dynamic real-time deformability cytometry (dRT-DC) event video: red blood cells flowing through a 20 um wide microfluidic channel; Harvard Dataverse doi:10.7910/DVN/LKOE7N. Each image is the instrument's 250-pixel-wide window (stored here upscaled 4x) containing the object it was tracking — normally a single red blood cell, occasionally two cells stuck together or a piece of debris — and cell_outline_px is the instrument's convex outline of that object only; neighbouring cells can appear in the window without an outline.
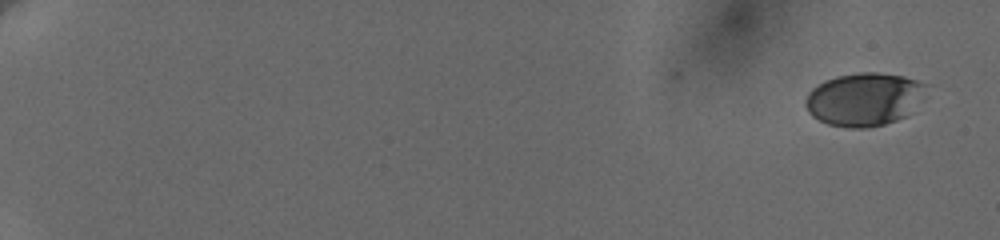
{"species": "human", "species_latin": "Homo sapiens", "temperature_condition": "cold", "stored_images_in_passage": 14, "camera_frame_rate_fps": 3000, "um_per_image_px": 0.085, "donor": {"sex": "female"}, "frame": {"image": 1, "passage_image": 1, "time_ms": 0.0, "image_size_px": [1000, 240], "cell_outline_px": [[932, 84], [924, 100], [904, 116], [896, 120], [884, 124], [868, 128], [848, 128], [828, 124], [812, 116], [808, 112], [804, 104], [804, 100], [808, 92], [812, 88], [824, 80], [836, 76], [860, 72], [876, 72], [904, 76]], "centroid_in_image_um": [73.51, 8.42], "position_along_channel_um": 11.5, "area_um2": 38.15}}
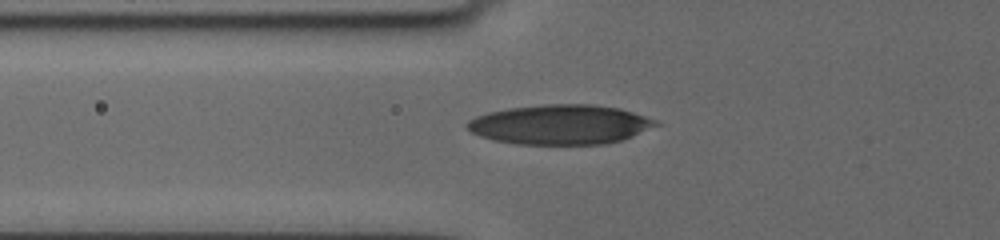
{"frame": {"image": 2, "passage_image": 12, "time_ms": 7.667, "image_size_px": [1000, 240], "cell_outline_px": [[664, 124], [632, 136], [620, 140], [604, 144], [516, 144], [496, 140], [480, 136], [472, 132], [464, 124], [468, 120], [476, 116], [488, 112], [508, 108], [544, 104], [592, 104], [620, 108], [656, 120]], "centroid_in_image_um": [47.64, 10.58], "position_along_channel_um": 78.2, "area_um2": 43.7}}
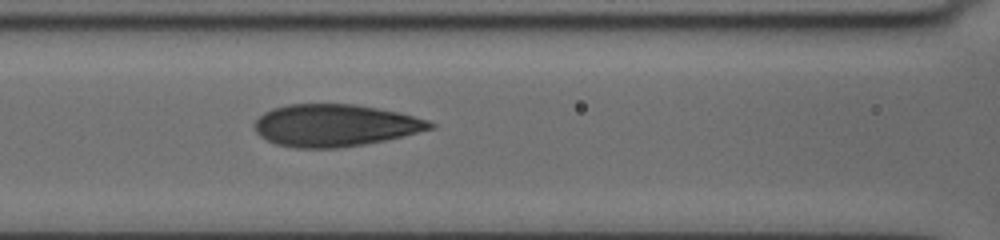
{"frame": {"image": 3, "passage_image": 14, "time_ms": 9.333, "image_size_px": [1000, 240], "cell_outline_px": [[436, 128], [404, 136], [364, 144], [336, 148], [296, 148], [276, 144], [260, 136], [256, 132], [256, 120], [264, 112], [272, 108], [288, 104], [352, 104], [400, 112], [428, 120], [436, 124]], "centroid_in_image_um": [28.5, 10.66], "position_along_channel_um": 138.1, "area_um2": 43.06}}